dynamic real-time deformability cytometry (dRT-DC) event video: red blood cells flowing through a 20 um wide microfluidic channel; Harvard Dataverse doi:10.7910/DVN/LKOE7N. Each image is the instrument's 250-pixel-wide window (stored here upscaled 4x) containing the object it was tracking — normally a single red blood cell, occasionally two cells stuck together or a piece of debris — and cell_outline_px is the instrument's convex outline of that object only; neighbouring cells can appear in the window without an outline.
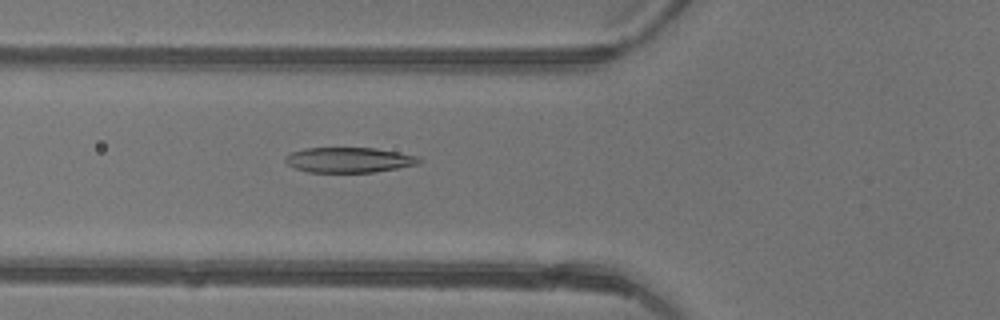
{"species": "common noctule bat (a hibernating species)", "species_latin": "Nyctalus noctula", "temperature_condition": "warm", "stored_images_in_passage": 33, "camera_frame_rate_fps": 3000, "um_per_image_px": 0.085, "animal": {"sex": "female"}, "frame": {"image": 1, "passage_image": 4, "time_ms": 1.0, "image_size_px": [1000, 320], "cell_outline_px": [[424, 160], [420, 164], [372, 172], [308, 172], [296, 168], [288, 164], [284, 160], [284, 156], [292, 152], [304, 148], [376, 148], [416, 156]], "centroid_in_image_um": [29.66, 13.59], "position_along_channel_um": 96.1, "area_um2": 19.54}}
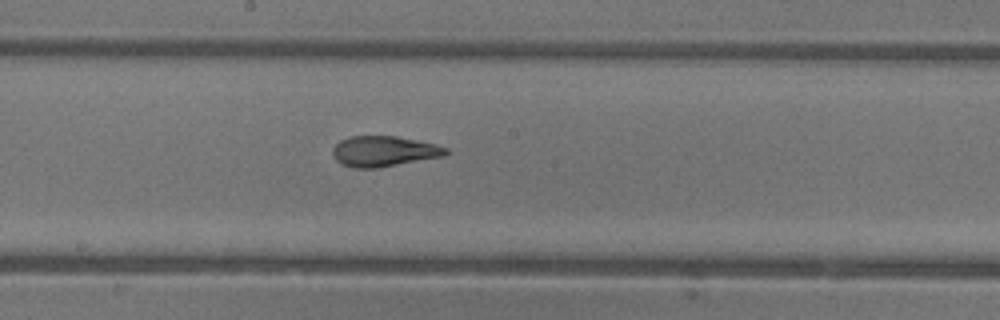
{"frame": {"image": 2, "passage_image": 12, "time_ms": 3.667, "image_size_px": [1000, 320], "cell_outline_px": [[452, 152], [444, 156], [376, 168], [352, 168], [340, 164], [336, 160], [332, 152], [332, 148], [340, 140], [352, 136], [396, 136], [436, 144], [448, 148]], "centroid_in_image_um": [32.64, 12.86], "position_along_channel_um": 215.6, "area_um2": 20.23}}
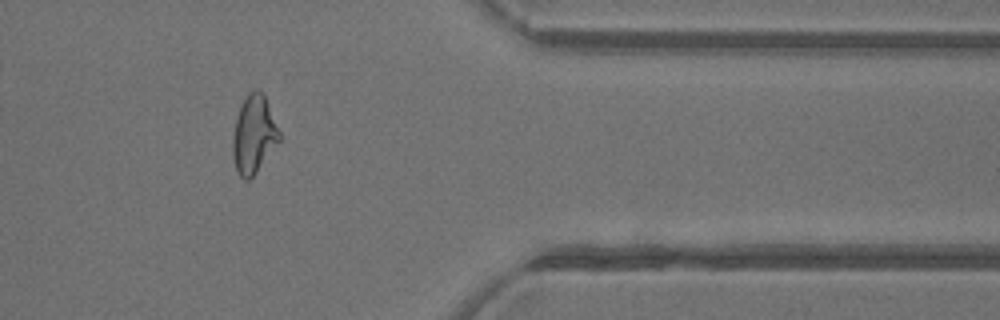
{"frame": {"image": 3, "passage_image": 25, "time_ms": 8.0, "image_size_px": [1000, 320], "cell_outline_px": [[280, 140], [256, 172], [248, 180], [244, 180], [236, 172], [232, 156], [232, 140], [236, 116], [248, 92], [256, 88], [264, 96], [280, 132]], "centroid_in_image_um": [21.54, 11.46], "position_along_channel_um": 389.9, "area_um2": 20.92}, "authors_computed_cell_mechanics": {"area_um2": 20.6346, "velocity_mm_per_s": 4.4455, "shape_relaxation_time_tau1_ms": 6.6595, "shape_relaxation_time_tau2_ms": 0.8941, "deformation_change_tau1": 0.2512, "deformation_change_tau2": 0.0814}}